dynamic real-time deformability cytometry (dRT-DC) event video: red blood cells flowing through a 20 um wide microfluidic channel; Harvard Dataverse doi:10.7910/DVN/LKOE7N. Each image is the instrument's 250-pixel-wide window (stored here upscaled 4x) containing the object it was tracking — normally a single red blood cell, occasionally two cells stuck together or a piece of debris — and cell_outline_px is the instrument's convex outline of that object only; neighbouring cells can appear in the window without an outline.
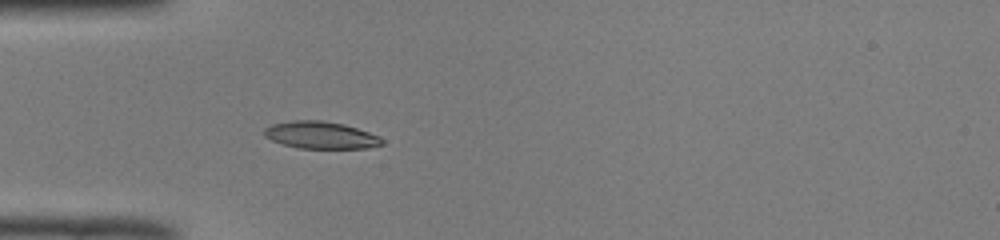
{"species": "common noctule bat (a hibernating species)", "species_latin": "Nyctalus noctula", "temperature_condition": "room temperature", "stored_images_in_passage": 36, "camera_frame_rate_fps": 3000, "um_per_image_px": 0.085, "animal": {"sex": "male", "body_mass_g": 19.0, "forearm_length_mm": 50.8}, "frame": {"image": 1, "passage_image": 1, "time_ms": 0.0, "image_size_px": [1000, 240], "cell_outline_px": [[384, 144], [368, 148], [300, 148], [284, 144], [272, 140], [264, 136], [264, 128], [272, 124], [292, 120], [320, 120], [344, 124], [380, 136], [384, 140]], "centroid_in_image_um": [27.28, 11.48], "position_along_channel_um": 57.7, "area_um2": 18.61}}
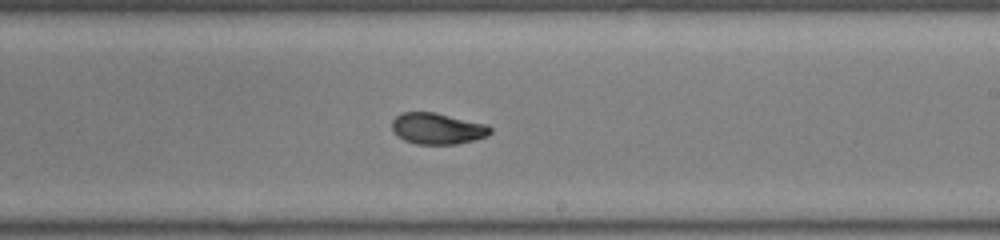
{"frame": {"image": 2, "passage_image": 16, "time_ms": 5.0, "image_size_px": [1000, 240], "cell_outline_px": [[492, 132], [488, 136], [456, 144], [416, 144], [404, 140], [392, 128], [392, 120], [400, 112], [436, 112], [488, 124], [492, 128]], "centroid_in_image_um": [37.22, 10.91], "position_along_channel_um": 251.8, "area_um2": 17.98}}
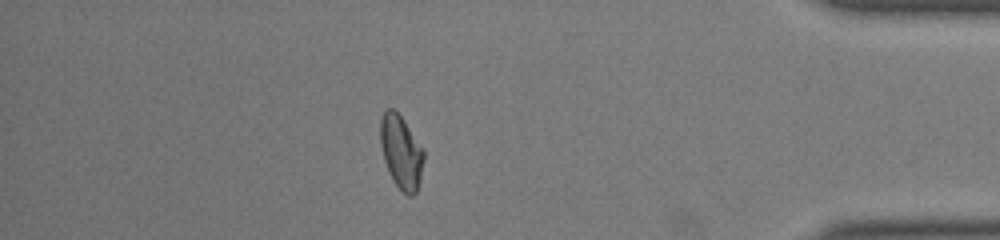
{"frame": {"image": 3, "passage_image": 30, "time_ms": 9.667, "image_size_px": [1000, 240], "cell_outline_px": [[424, 160], [420, 180], [416, 192], [412, 196], [408, 196], [392, 180], [384, 160], [380, 144], [380, 120], [384, 108], [392, 108], [404, 120], [424, 148]], "centroid_in_image_um": [34.1, 12.89], "position_along_channel_um": 401.1, "area_um2": 18.73}, "authors_computed_cell_mechanics": {"area_um2": 18.5249, "velocity_mm_per_s": 3.9892, "shape_relaxation_time_tau1_ms": 6.4827, "shape_relaxation_time_tau2_ms": 1.4385, "deformation_change_tau1": 0.1815, "deformation_change_tau2": 0.0557}}